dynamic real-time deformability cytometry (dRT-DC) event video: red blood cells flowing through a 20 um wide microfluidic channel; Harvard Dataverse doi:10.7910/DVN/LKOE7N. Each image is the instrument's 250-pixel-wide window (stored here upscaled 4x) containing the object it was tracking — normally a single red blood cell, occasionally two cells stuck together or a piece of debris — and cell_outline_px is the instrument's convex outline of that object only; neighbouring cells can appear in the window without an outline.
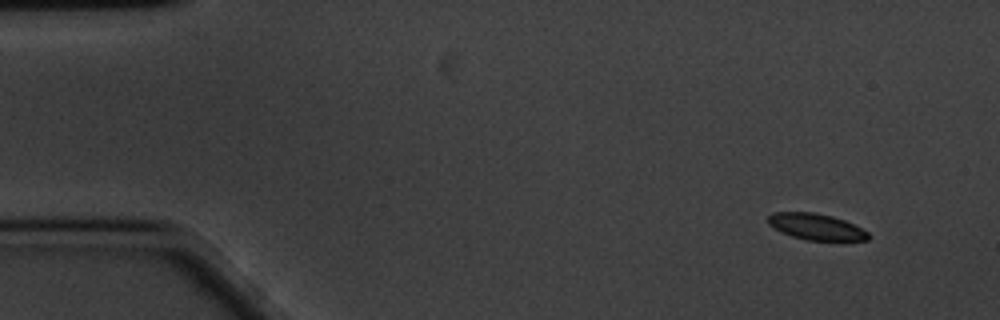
{"species": "common noctule bat (a hibernating species)", "species_latin": "Nyctalus noctula", "temperature_condition": "cold", "stored_images_in_passage": 56, "camera_frame_rate_fps": 3000, "um_per_image_px": 0.085, "animal": {"sex": "male", "body_mass_g": 20.1, "forearm_length_mm": 53.5}, "frame": {"image": 1, "passage_image": 1, "time_ms": 0.0, "image_size_px": [1000, 320], "cell_outline_px": [[868, 240], [808, 240], [792, 236], [768, 224], [768, 216], [772, 212], [812, 212], [832, 216], [844, 220], [868, 232]], "centroid_in_image_um": [69.35, 19.26], "position_along_channel_um": 15.6, "area_um2": 14.97}}
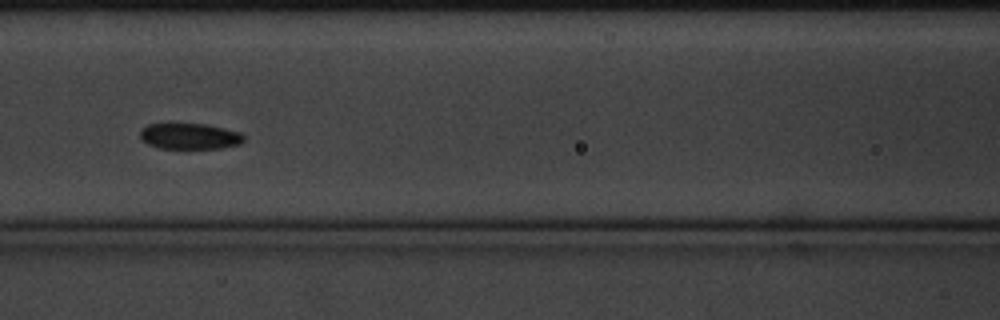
{"frame": {"image": 2, "passage_image": 22, "time_ms": 7.0, "image_size_px": [1000, 320], "cell_outline_px": [[244, 140], [240, 144], [220, 148], [188, 152], [160, 148], [148, 144], [140, 140], [140, 128], [148, 124], [208, 124], [240, 132], [244, 136]], "centroid_in_image_um": [16.1, 11.63], "position_along_channel_um": 150.5, "area_um2": 16.59}}
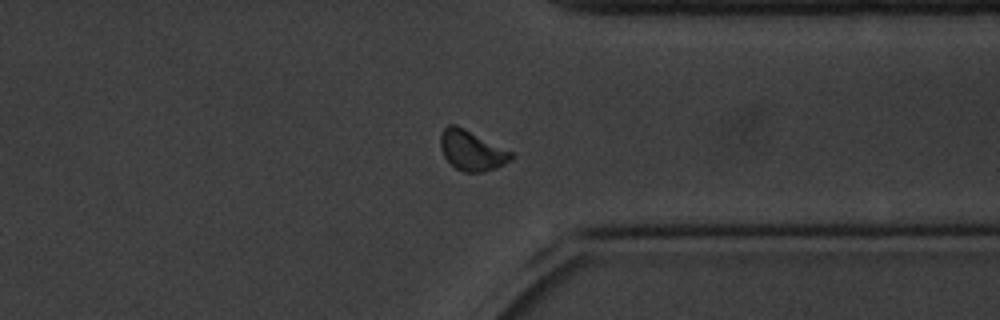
{"frame": {"image": 3, "passage_image": 42, "time_ms": 13.667, "image_size_px": [1000, 320], "cell_outline_px": [[516, 156], [504, 164], [496, 168], [484, 172], [464, 172], [456, 168], [444, 156], [440, 148], [440, 132], [448, 124], [456, 124], [512, 152]], "centroid_in_image_um": [40.08, 12.78], "position_along_channel_um": 371.3, "area_um2": 16.47}, "authors_computed_cell_mechanics": {"area_um2": 16.0106, "velocity_mm_per_s": 3.3496, "shape_relaxation_time_tau1_ms": null, "shape_relaxation_time_tau2_ms": 5.9599, "deformation_change_tau1": null, "deformation_change_tau2": 0.0733}}